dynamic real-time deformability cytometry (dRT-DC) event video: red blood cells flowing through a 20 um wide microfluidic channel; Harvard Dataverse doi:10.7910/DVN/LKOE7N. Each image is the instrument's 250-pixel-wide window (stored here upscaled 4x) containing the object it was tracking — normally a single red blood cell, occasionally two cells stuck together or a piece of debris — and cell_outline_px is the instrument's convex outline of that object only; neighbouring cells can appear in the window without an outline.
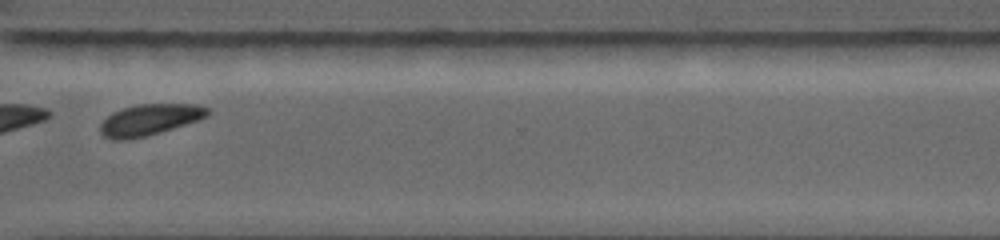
{"species": "common noctule bat (a hibernating species)", "species_latin": "Nyctalus noctula", "temperature_condition": "warm", "stored_images_in_passage": 28, "camera_frame_rate_fps": 5000, "um_per_image_px": 0.085, "animal": {"sex": "female", "body_mass_g": 19.0, "forearm_length_mm": 56.7}, "frame": {"image": 1, "passage_image": 20, "time_ms": 6.8, "image_size_px": [1000, 240], "cell_outline_px": [[212, 112], [208, 116], [148, 136], [128, 140], [112, 140], [104, 136], [100, 132], [100, 124], [112, 112], [136, 104], [196, 104], [208, 108]], "centroid_in_image_um": [12.7, 10.18], "position_along_channel_um": 357.9, "area_um2": 19.48}}